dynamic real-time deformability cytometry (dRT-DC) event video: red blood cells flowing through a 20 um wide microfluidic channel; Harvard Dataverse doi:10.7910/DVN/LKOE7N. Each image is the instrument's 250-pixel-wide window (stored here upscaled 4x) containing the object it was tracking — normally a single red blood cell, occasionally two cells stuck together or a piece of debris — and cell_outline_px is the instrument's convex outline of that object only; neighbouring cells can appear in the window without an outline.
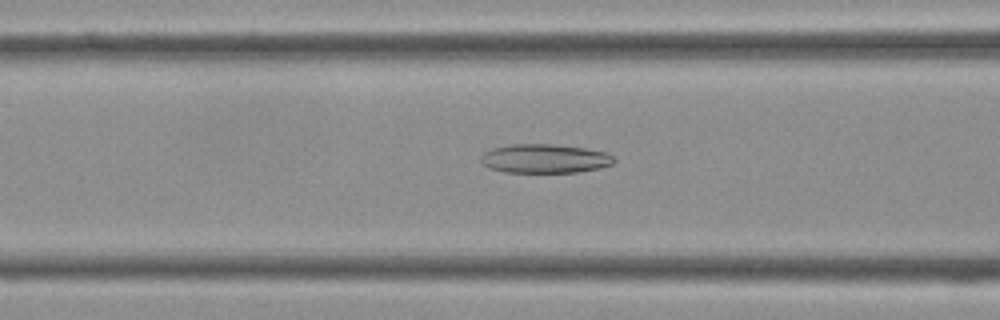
{"species": "Egyptian fruit bat (a non-hibernating species)", "species_latin": "Rousettus aegyptiacus", "temperature_condition": "cold", "stored_images_in_passage": 40, "camera_frame_rate_fps": 3000, "um_per_image_px": 0.085, "frame": {"image": 1, "passage_image": 15, "time_ms": 4.667, "image_size_px": [1000, 320], "cell_outline_px": [[616, 160], [612, 164], [596, 168], [576, 172], [504, 172], [488, 168], [480, 160], [480, 156], [484, 152], [492, 148], [512, 144], [552, 144], [584, 148], [608, 152]], "centroid_in_image_um": [46.27, 13.47], "position_along_channel_um": 120.3, "area_um2": 22.43}}
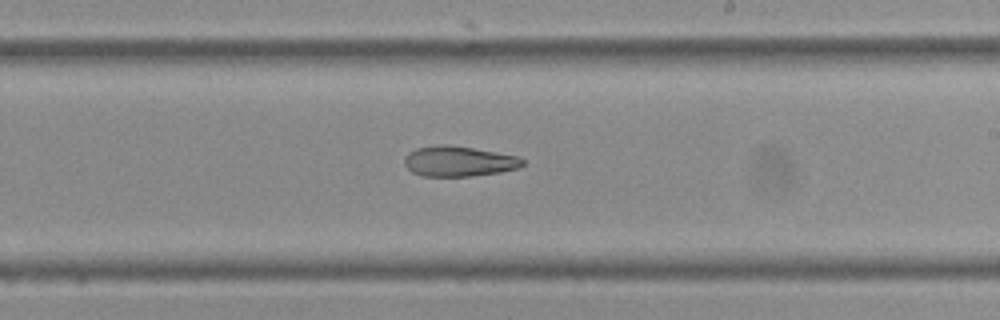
{"frame": {"image": 2, "passage_image": 23, "time_ms": 7.333, "image_size_px": [1000, 320], "cell_outline_px": [[524, 164], [520, 168], [500, 172], [468, 176], [420, 176], [412, 172], [404, 164], [404, 156], [408, 152], [416, 148], [440, 144], [448, 144], [520, 156], [524, 160]], "centroid_in_image_um": [38.99, 13.7], "position_along_channel_um": 250.0, "area_um2": 21.04}}
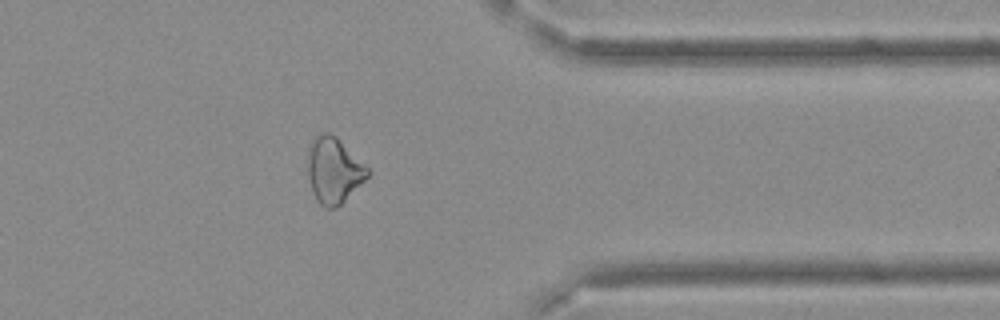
{"frame": {"image": 3, "passage_image": 32, "time_ms": 10.333, "image_size_px": [1000, 320], "cell_outline_px": [[372, 172], [340, 204], [332, 208], [324, 208], [316, 200], [308, 176], [308, 144], [320, 132], [328, 132], [336, 136]], "centroid_in_image_um": [28.34, 14.45], "position_along_channel_um": 383.1, "area_um2": 22.66}}